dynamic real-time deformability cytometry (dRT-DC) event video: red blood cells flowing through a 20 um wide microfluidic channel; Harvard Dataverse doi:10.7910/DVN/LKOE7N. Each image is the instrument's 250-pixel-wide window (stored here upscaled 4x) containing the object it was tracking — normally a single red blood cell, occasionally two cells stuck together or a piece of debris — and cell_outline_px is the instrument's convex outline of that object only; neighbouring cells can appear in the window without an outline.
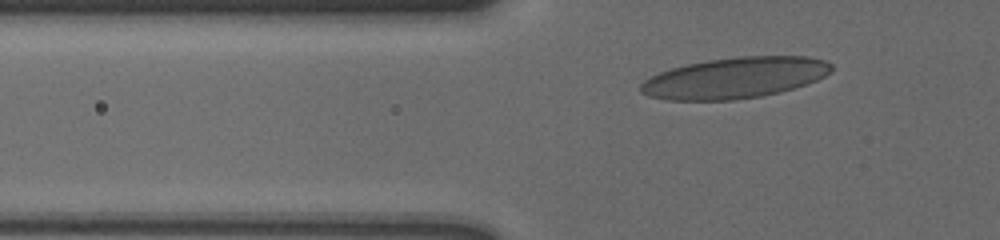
{"species": "human", "species_latin": "Homo sapiens", "temperature_condition": "cold", "stored_images_in_passage": 13, "camera_frame_rate_fps": 3000, "um_per_image_px": 0.085, "donor": {"sex": "male"}, "frame": {"image": 1, "passage_image": 4, "time_ms": 1.0, "image_size_px": [1000, 240], "cell_outline_px": [[832, 72], [816, 80], [780, 92], [760, 96], [732, 100], [668, 100], [648, 96], [640, 92], [640, 84], [644, 80], [660, 72], [672, 68], [688, 64], [708, 60], [740, 56], [808, 56], [824, 60], [832, 64]], "centroid_in_image_um": [62.46, 6.61], "position_along_channel_um": 63.3, "area_um2": 45.37}}
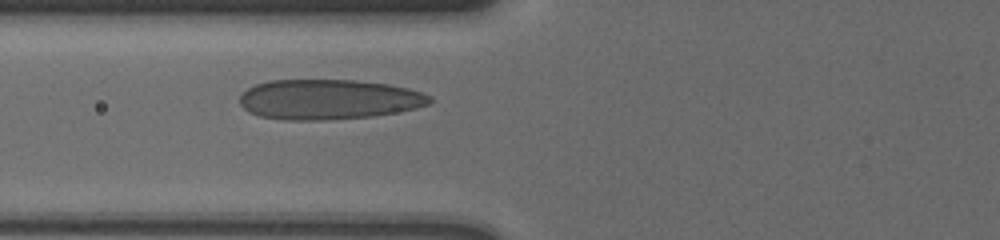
{"frame": {"image": 2, "passage_image": 8, "time_ms": 2.333, "image_size_px": [1000, 240], "cell_outline_px": [[432, 100], [428, 104], [416, 108], [396, 112], [372, 116], [324, 120], [284, 120], [260, 116], [248, 112], [240, 104], [240, 96], [248, 88], [256, 84], [268, 80], [352, 80], [388, 84], [408, 88], [432, 96]], "centroid_in_image_um": [27.91, 8.45], "position_along_channel_um": 97.9, "area_um2": 44.33}}
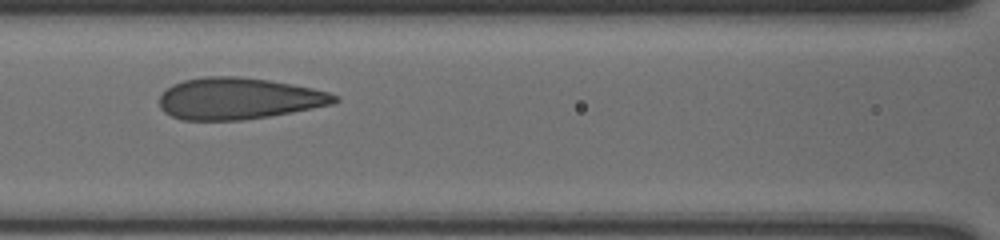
{"frame": {"image": 3, "passage_image": 12, "time_ms": 3.667, "image_size_px": [1000, 240], "cell_outline_px": [[340, 100], [332, 104], [312, 108], [268, 116], [240, 120], [180, 120], [164, 112], [160, 108], [160, 96], [172, 84], [184, 80], [204, 76], [240, 76], [268, 80], [292, 84], [312, 88], [328, 92], [340, 96]], "centroid_in_image_um": [20.27, 8.37], "position_along_channel_um": 146.3, "area_um2": 42.37}}